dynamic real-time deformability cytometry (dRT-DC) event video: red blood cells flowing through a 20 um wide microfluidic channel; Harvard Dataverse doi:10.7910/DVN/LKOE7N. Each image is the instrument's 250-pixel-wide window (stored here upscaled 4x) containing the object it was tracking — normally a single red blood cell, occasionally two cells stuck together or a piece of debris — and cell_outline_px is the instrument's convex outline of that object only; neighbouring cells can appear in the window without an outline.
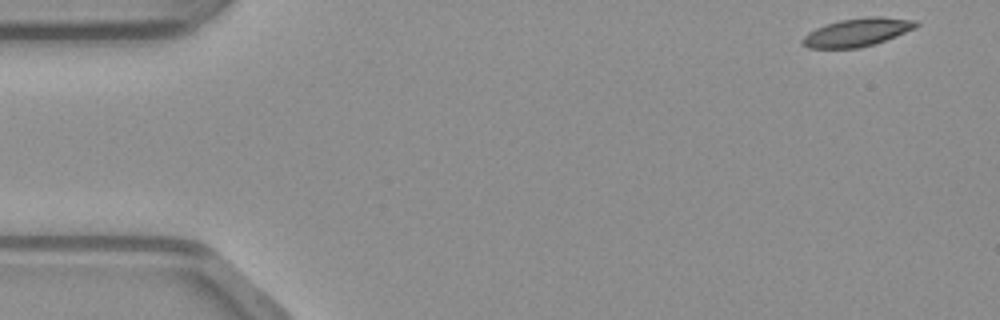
{"species": "common noctule bat (a hibernating species)", "species_latin": "Nyctalus noctula", "temperature_condition": "warm", "stored_images_in_passage": 8, "camera_frame_rate_fps": 3000, "um_per_image_px": 0.085, "animal": {"sex": "male", "body_mass_g": 23.1, "forearm_length_mm": 52.7}, "frame": {"image": 1, "passage_image": 1, "time_ms": 0.0, "image_size_px": [1000, 320], "cell_outline_px": [[920, 24], [916, 28], [896, 36], [860, 48], [808, 48], [800, 44], [800, 40], [808, 32], [816, 28], [840, 20], [868, 16], [880, 16], [916, 20]], "centroid_in_image_um": [72.86, 2.74], "position_along_channel_um": 12.1, "area_um2": 18.67}}